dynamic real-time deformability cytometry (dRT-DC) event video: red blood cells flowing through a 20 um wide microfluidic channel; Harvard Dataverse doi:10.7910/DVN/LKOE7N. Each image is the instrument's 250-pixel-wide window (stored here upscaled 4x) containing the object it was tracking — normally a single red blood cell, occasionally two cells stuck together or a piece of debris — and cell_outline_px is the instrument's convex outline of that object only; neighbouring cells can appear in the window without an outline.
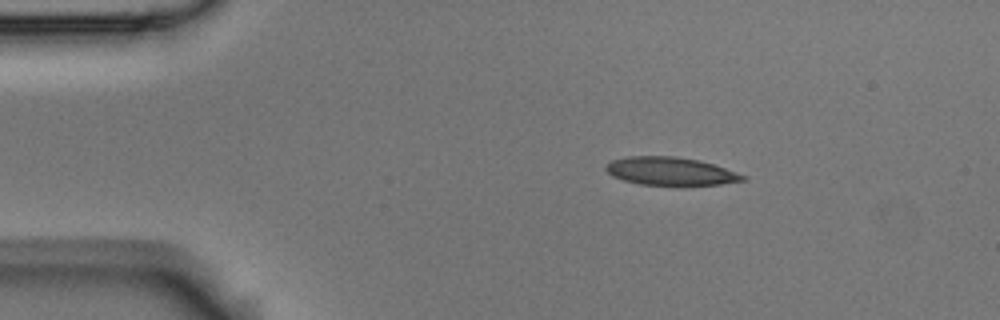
{"species": "Egyptian fruit bat (a non-hibernating species)", "species_latin": "Rousettus aegyptiacus", "temperature_condition": "room temperature", "stored_images_in_passage": 5, "segment_of_instrument_passage": [1, 2], "camera_frame_rate_fps": 3000, "um_per_image_px": 0.085, "animal": {"sex": "male"}, "frame": {"image": 1, "passage_image": 2, "time_ms": 0.333, "image_size_px": [1000, 320], "cell_outline_px": [[748, 176], [744, 180], [720, 184], [684, 188], [680, 188], [640, 184], [624, 180], [612, 176], [604, 168], [612, 160], [628, 156], [676, 156], [700, 160]], "centroid_in_image_um": [57.02, 14.6], "position_along_channel_um": 28.0, "area_um2": 23.18}}
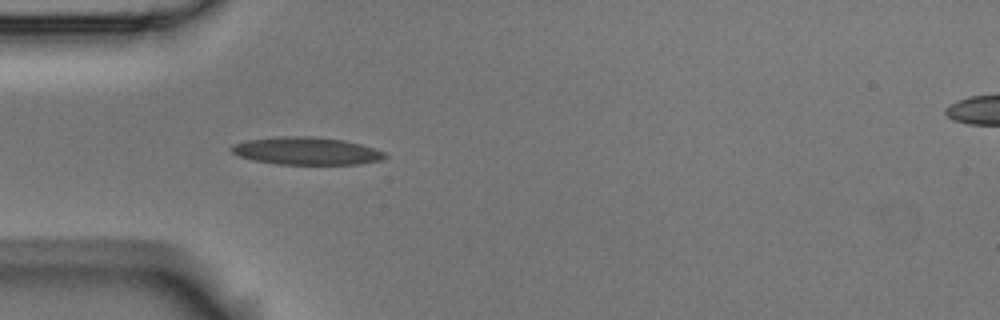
{"frame": {"image": 2, "passage_image": 4, "time_ms": 1.0, "image_size_px": [1000, 320], "cell_outline_px": [[388, 156], [380, 160], [360, 164], [276, 164], [252, 160], [240, 156], [232, 152], [228, 148], [232, 144], [248, 140], [280, 136], [316, 136], [344, 140], [376, 148], [384, 152]], "centroid_in_image_um": [26.04, 12.82], "position_along_channel_um": 59.0, "area_um2": 24.85}}